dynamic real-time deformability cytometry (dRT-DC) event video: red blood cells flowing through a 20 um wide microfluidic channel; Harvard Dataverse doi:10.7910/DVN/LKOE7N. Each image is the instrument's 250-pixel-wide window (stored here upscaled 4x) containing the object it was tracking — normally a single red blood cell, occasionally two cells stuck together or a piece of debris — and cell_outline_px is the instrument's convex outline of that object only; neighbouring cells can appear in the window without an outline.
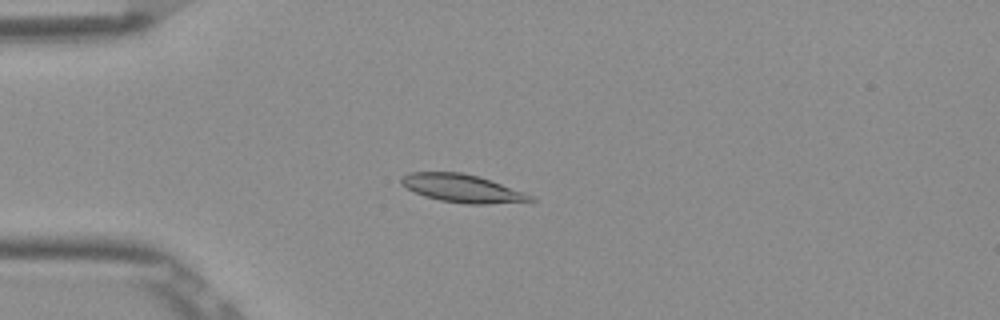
{"species": "Egyptian fruit bat (a non-hibernating species)", "species_latin": "Rousettus aegyptiacus", "temperature_condition": "room temperature", "stored_images_in_passage": 7, "camera_frame_rate_fps": 3000, "um_per_image_px": 0.085, "frame": {"image": 1, "passage_image": 4, "time_ms": 1.0, "image_size_px": [1000, 320], "cell_outline_px": [[536, 200], [532, 204], [468, 204], [440, 200], [424, 196], [400, 184], [400, 180], [408, 172], [460, 172], [480, 176], [524, 192], [532, 196]], "centroid_in_image_um": [39.42, 16.04], "position_along_channel_um": 45.6, "area_um2": 21.5}}
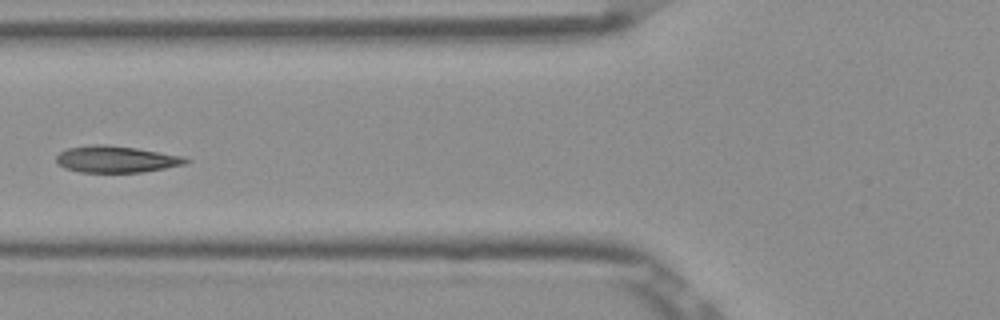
{"frame": {"image": 2, "passage_image": 6, "time_ms": 1.667, "image_size_px": [1000, 320], "cell_outline_px": [[192, 160], [184, 164], [164, 168], [140, 172], [80, 172], [64, 168], [56, 164], [56, 156], [60, 152], [68, 148], [92, 144], [104, 144], [136, 148], [184, 156]], "centroid_in_image_um": [9.85, 13.53], "position_along_channel_um": 116.0, "area_um2": 20.11}}
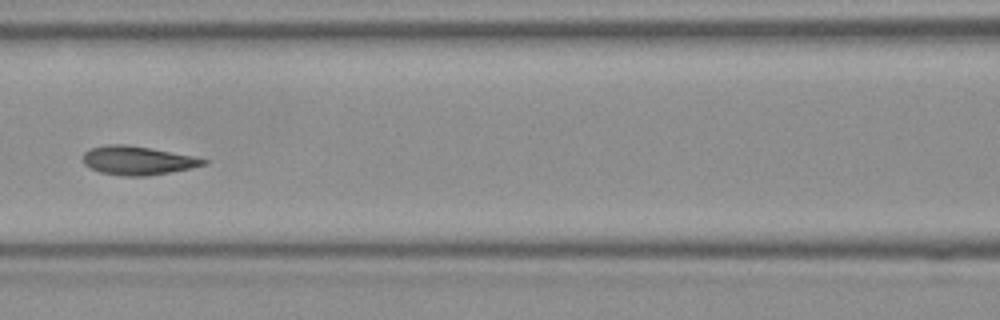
{"frame": {"image": 3, "passage_image": 7, "time_ms": 2.0, "image_size_px": [1000, 320], "cell_outline_px": [[208, 164], [192, 168], [144, 176], [124, 176], [100, 172], [84, 164], [84, 152], [88, 148], [108, 144], [128, 144], [192, 156], [208, 160]], "centroid_in_image_um": [11.68, 13.63], "position_along_channel_um": 154.9, "area_um2": 20.0}}